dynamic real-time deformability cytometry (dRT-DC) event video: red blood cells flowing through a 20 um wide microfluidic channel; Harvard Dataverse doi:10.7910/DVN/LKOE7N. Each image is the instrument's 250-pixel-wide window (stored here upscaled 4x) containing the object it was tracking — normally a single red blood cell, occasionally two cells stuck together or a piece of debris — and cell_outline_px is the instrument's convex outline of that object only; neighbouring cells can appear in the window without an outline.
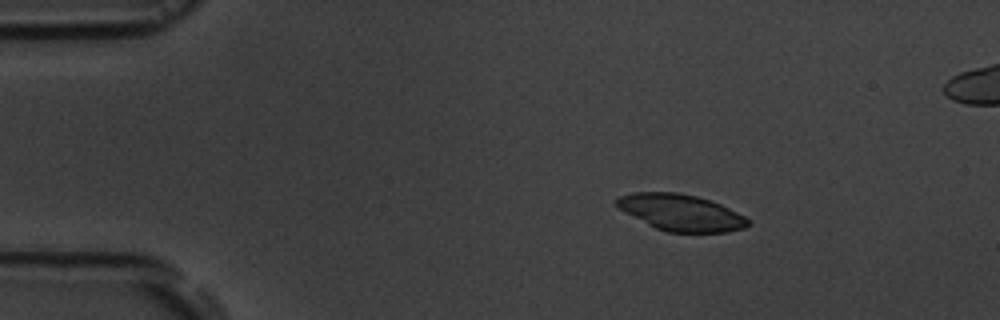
{"species": "common noctule bat (a hibernating species)", "species_latin": "Nyctalus noctula", "temperature_condition": "room temperature", "stored_images_in_passage": 4, "camera_frame_rate_fps": 3000, "um_per_image_px": 0.085, "animal": {"sex": "male", "body_mass_g": 19.5, "forearm_length_mm": 54.6}, "frame": {"image": 1, "passage_image": 2, "time_ms": 1.0, "image_size_px": [1000, 320], "cell_outline_px": [[752, 224], [744, 228], [728, 232], [668, 232], [656, 228], [616, 208], [612, 200], [620, 196], [632, 192], [676, 192], [696, 196], [720, 204], [752, 220]], "centroid_in_image_um": [57.85, 18.06], "position_along_channel_um": 27.1, "area_um2": 28.03}}